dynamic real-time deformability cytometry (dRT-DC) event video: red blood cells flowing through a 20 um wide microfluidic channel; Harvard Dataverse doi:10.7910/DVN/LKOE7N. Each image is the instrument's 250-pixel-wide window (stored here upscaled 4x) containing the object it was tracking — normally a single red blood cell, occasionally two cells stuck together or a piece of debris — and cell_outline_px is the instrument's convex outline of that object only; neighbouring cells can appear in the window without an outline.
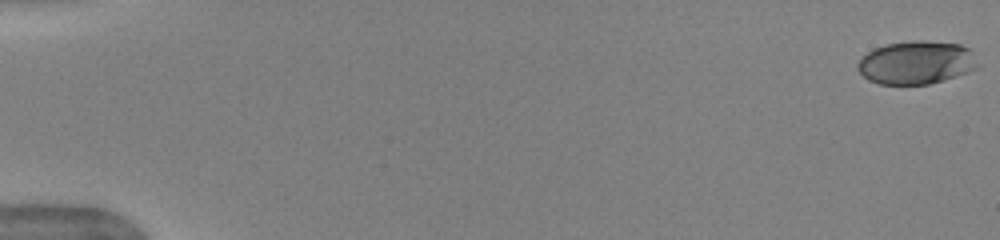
{"species": "human", "species_latin": "Homo sapiens", "temperature_condition": "warm", "stored_images_in_passage": 13, "camera_frame_rate_fps": 3000, "um_per_image_px": 0.085, "donor": {"sex": "female"}, "frame": {"image": 1, "passage_image": 1, "time_ms": 0.0, "image_size_px": [1000, 240], "cell_outline_px": [[976, 68], [968, 72], [928, 84], [880, 84], [868, 80], [856, 68], [856, 64], [868, 52], [876, 48], [888, 44], [912, 40], [920, 40], [960, 44], [968, 48]], "centroid_in_image_um": [77.82, 5.32], "position_along_channel_um": 7.2, "area_um2": 29.59}}